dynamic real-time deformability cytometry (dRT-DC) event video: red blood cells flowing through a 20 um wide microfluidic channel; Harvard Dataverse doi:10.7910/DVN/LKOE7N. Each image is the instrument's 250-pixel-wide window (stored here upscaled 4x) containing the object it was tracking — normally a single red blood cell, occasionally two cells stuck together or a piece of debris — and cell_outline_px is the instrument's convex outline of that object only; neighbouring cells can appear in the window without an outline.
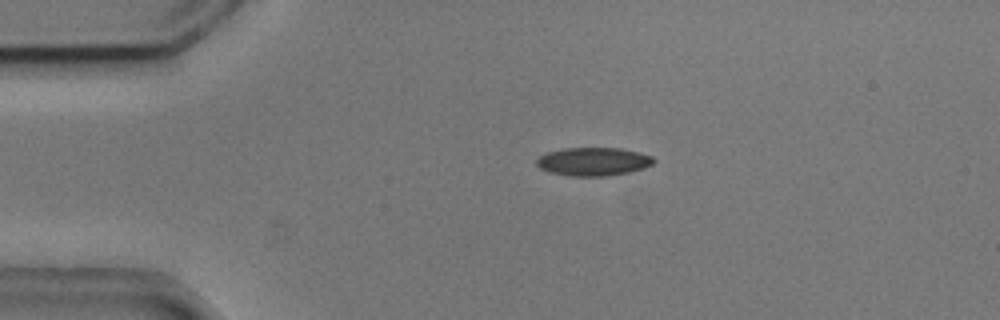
{"species": "common noctule bat (a hibernating species)", "species_latin": "Nyctalus noctula", "temperature_condition": "cold", "stored_images_in_passage": 3, "camera_frame_rate_fps": 3000, "um_per_image_px": 0.085, "animal": {"sex": "male", "body_mass_g": 20.5, "forearm_length_mm": 52.5}, "frame": {"image": 1, "passage_image": 2, "time_ms": 0.333, "image_size_px": [1000, 320], "cell_outline_px": [[656, 160], [652, 164], [644, 168], [628, 172], [608, 176], [572, 176], [548, 172], [540, 168], [536, 164], [536, 160], [540, 156], [548, 152], [564, 148], [620, 148], [640, 152], [652, 156]], "centroid_in_image_um": [50.44, 13.73], "position_along_channel_um": 34.6, "area_um2": 19.36}}